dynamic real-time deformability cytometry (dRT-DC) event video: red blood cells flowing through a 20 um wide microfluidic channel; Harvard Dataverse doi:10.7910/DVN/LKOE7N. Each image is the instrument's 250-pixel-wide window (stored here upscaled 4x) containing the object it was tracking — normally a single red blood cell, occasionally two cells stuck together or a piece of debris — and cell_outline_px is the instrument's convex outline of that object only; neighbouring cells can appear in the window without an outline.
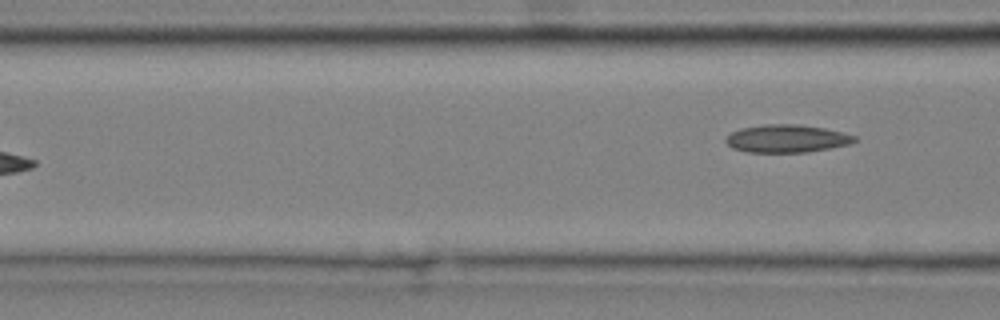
{"species": "common noctule bat (a hibernating species)", "species_latin": "Nyctalus noctula", "temperature_condition": "cold", "stored_images_in_passage": 7, "camera_frame_rate_fps": 3000, "um_per_image_px": 0.085, "animal": {"sex": "male", "body_mass_g": 20.4}, "frame": {"image": 1, "passage_image": 7, "time_ms": 2.0, "image_size_px": [1000, 320], "cell_outline_px": [[860, 140], [852, 144], [808, 152], [748, 152], [732, 148], [724, 140], [732, 132], [740, 128], [764, 124], [796, 124], [824, 128], [844, 132], [856, 136]], "centroid_in_image_um": [66.93, 11.78], "position_along_channel_um": 99.7, "area_um2": 21.04}}